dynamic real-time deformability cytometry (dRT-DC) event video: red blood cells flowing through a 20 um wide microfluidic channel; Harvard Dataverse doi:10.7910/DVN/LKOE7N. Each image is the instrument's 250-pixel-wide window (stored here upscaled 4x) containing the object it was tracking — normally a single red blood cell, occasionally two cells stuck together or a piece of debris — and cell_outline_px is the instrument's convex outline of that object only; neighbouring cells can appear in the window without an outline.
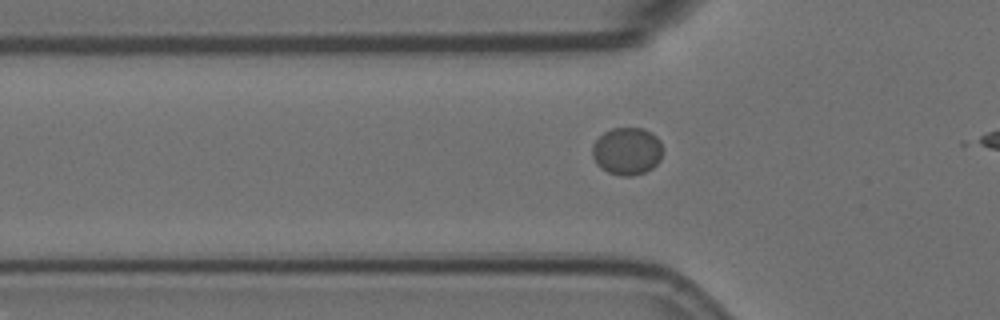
{"species": "Egyptian fruit bat (a non-hibernating species)", "species_latin": "Rousettus aegyptiacus", "temperature_condition": "room temperature", "stored_images_in_passage": 6, "camera_frame_rate_fps": 3000, "um_per_image_px": 0.085, "animal": {"sex": "female"}, "frame": {"image": 1, "passage_image": 6, "time_ms": 1.667, "image_size_px": [1000, 320], "cell_outline_px": [[660, 160], [652, 168], [644, 172], [632, 176], [620, 176], [608, 172], [600, 168], [596, 164], [592, 156], [592, 144], [604, 132], [612, 128], [644, 128], [652, 132], [660, 140]], "centroid_in_image_um": [53.26, 12.85], "position_along_channel_um": 72.5, "area_um2": 19.54}}